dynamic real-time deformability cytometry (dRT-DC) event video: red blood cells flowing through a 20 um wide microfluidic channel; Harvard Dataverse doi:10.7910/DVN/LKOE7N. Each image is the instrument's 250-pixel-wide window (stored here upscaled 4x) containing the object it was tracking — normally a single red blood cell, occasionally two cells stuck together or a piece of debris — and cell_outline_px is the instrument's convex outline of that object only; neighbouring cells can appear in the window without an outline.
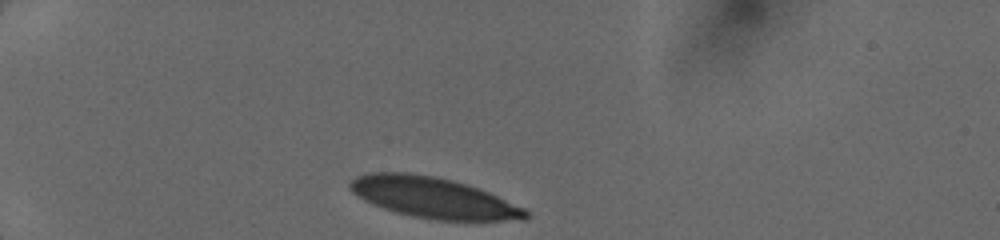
{"species": "human", "species_latin": "Homo sapiens", "temperature_condition": "cold", "stored_images_in_passage": 10, "camera_frame_rate_fps": 3000, "um_per_image_px": 0.085, "donor": {"sex": "female"}, "frame": {"image": 1, "passage_image": 1, "time_ms": 0.0, "image_size_px": [1000, 240], "cell_outline_px": [[532, 216], [528, 220], [436, 220], [412, 216], [396, 212], [372, 204], [356, 196], [348, 188], [348, 184], [356, 176], [368, 172], [408, 172], [436, 176], [452, 180], [488, 192], [524, 208]], "centroid_in_image_um": [36.8, 16.8], "position_along_channel_um": 48.2, "area_um2": 41.73}}
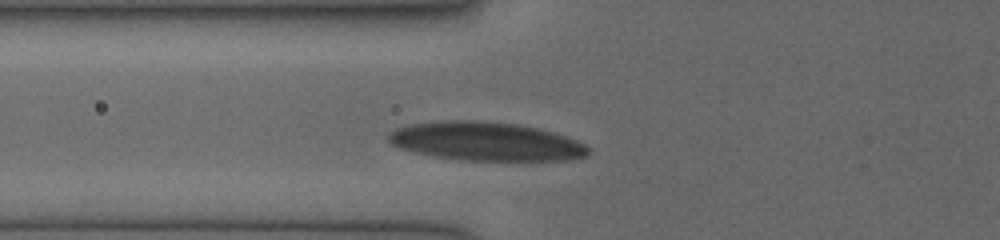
{"frame": {"image": 2, "passage_image": 6, "time_ms": 2.0, "image_size_px": [1000, 240], "cell_outline_px": [[592, 152], [588, 156], [568, 160], [464, 160], [432, 156], [400, 148], [392, 144], [388, 140], [388, 132], [396, 128], [408, 124], [444, 120], [484, 120], [516, 124], [540, 128], [568, 136], [584, 144]], "centroid_in_image_um": [41.32, 12.01], "position_along_channel_um": 84.5, "area_um2": 45.37}}